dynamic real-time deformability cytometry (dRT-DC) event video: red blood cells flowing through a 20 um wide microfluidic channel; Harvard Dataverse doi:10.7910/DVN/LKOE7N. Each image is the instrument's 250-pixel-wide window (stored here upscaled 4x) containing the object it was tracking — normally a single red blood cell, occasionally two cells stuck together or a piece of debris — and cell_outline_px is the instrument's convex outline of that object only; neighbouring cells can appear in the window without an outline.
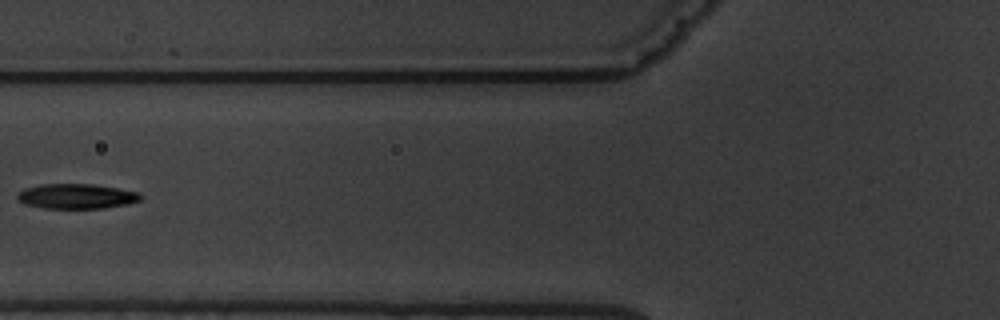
{"species": "common noctule bat (a hibernating species)", "species_latin": "Nyctalus noctula", "temperature_condition": "warm", "stored_images_in_passage": 3, "camera_frame_rate_fps": 3000, "um_per_image_px": 0.085, "animal": {"sex": "male", "body_mass_g": 19.5, "forearm_length_mm": 54.6}, "frame": {"image": 1, "passage_image": 2, "time_ms": 1.333, "image_size_px": [1000, 320], "cell_outline_px": [[144, 196], [140, 200], [128, 204], [104, 208], [44, 208], [24, 204], [16, 200], [16, 192], [24, 188], [40, 184], [92, 184], [140, 192]], "centroid_in_image_um": [6.47, 16.68], "position_along_channel_um": 119.3, "area_um2": 18.15}}
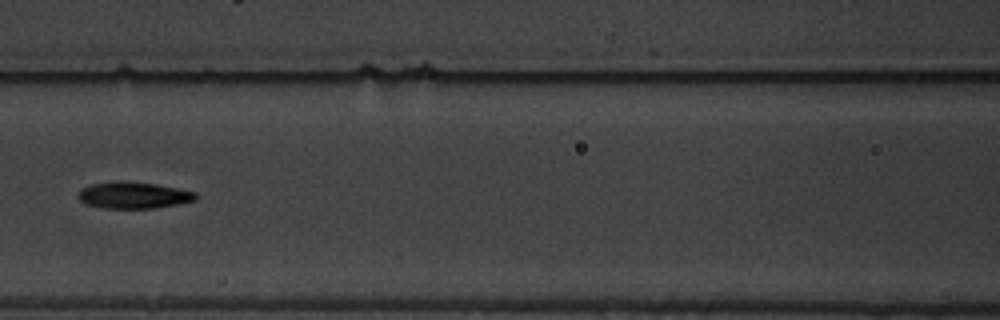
{"frame": {"image": 2, "passage_image": 3, "time_ms": 2.333, "image_size_px": [1000, 320], "cell_outline_px": [[196, 200], [180, 204], [156, 208], [104, 208], [88, 204], [80, 200], [80, 188], [88, 184], [116, 180], [124, 180], [156, 184], [196, 192]], "centroid_in_image_um": [11.35, 16.58], "position_along_channel_um": 155.2, "area_um2": 18.32}}